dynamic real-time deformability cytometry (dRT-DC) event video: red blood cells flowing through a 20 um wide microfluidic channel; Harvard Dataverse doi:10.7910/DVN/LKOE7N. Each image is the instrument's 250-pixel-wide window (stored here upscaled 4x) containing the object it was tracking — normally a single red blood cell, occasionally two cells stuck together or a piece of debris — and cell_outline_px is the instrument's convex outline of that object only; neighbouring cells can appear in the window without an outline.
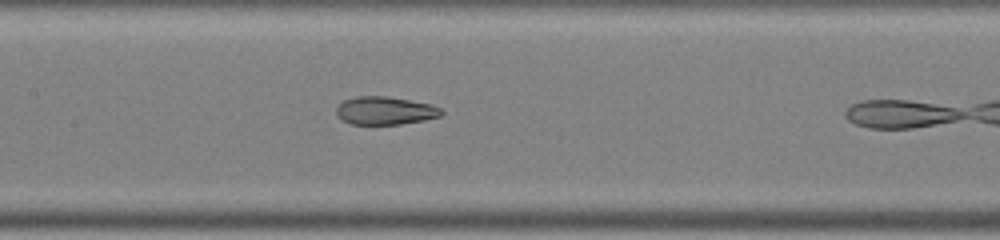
{"species": "common noctule bat (a hibernating species)", "species_latin": "Nyctalus noctula", "temperature_condition": "warm", "stored_images_in_passage": 25, "camera_frame_rate_fps": 3000, "um_per_image_px": 0.085, "animal": {"sex": "male", "body_mass_g": 19.0, "forearm_length_mm": 50.8}, "frame": {"image": 1, "passage_image": 18, "time_ms": 5.667, "image_size_px": [1000, 240], "cell_outline_px": [[444, 112], [440, 116], [424, 120], [400, 124], [352, 124], [344, 120], [336, 112], [336, 108], [344, 100], [356, 96], [384, 96], [432, 104], [440, 108]], "centroid_in_image_um": [32.76, 9.4], "position_along_channel_um": 174.6, "area_um2": 16.94}}